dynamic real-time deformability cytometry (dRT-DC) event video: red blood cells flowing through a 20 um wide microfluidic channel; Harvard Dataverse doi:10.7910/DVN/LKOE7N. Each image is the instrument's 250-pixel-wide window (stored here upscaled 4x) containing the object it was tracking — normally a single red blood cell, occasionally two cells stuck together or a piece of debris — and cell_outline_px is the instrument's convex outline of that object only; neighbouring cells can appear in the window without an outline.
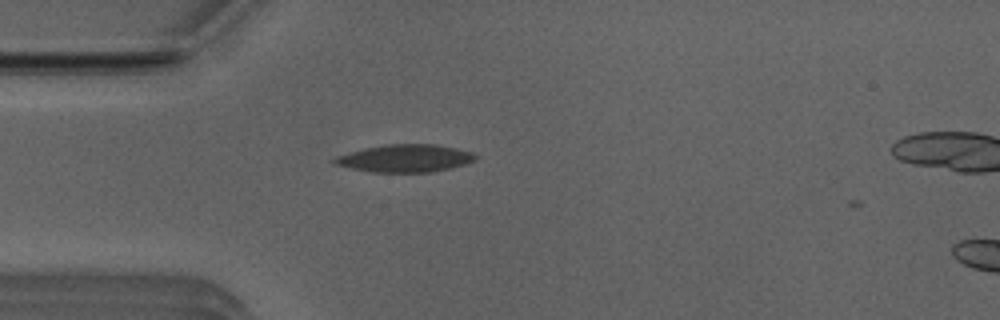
{"species": "Egyptian fruit bat (a non-hibernating species)", "species_latin": "Rousettus aegyptiacus", "temperature_condition": "room temperature", "stored_images_in_passage": 15, "camera_frame_rate_fps": 3000, "um_per_image_px": 0.085, "animal": {"sex": "male"}, "frame": {"image": 1, "passage_image": 2, "time_ms": 0.333, "image_size_px": [1000, 320], "cell_outline_px": [[476, 160], [452, 168], [432, 172], [372, 172], [352, 168], [336, 164], [328, 160], [336, 156], [364, 148], [388, 144], [436, 144], [456, 148], [472, 152], [476, 156]], "centroid_in_image_um": [34.43, 13.45], "position_along_channel_um": 50.6, "area_um2": 22.66}}
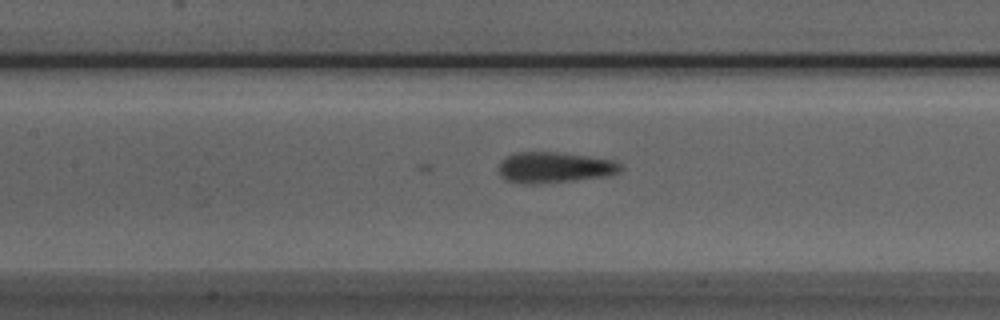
{"frame": {"image": 2, "passage_image": 11, "time_ms": 3.333, "image_size_px": [1000, 320], "cell_outline_px": [[624, 168], [616, 172], [600, 176], [572, 180], [532, 184], [520, 184], [504, 180], [500, 176], [500, 160], [504, 156], [516, 152], [556, 152], [616, 160]], "centroid_in_image_um": [47.04, 14.22], "position_along_channel_um": 160.4, "area_um2": 21.73}}
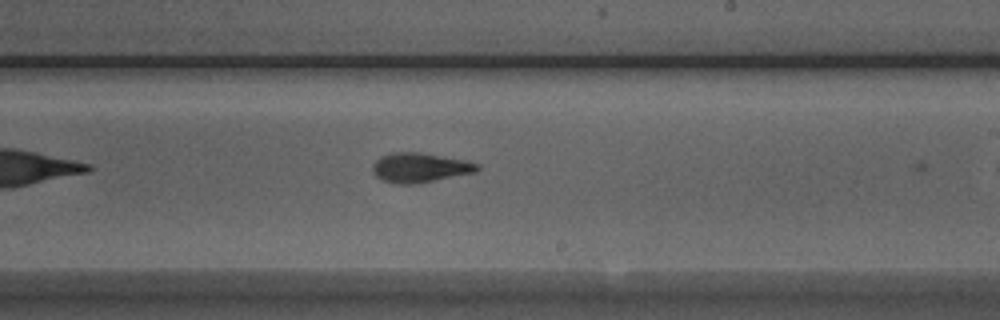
{"frame": {"image": 3, "passage_image": 14, "time_ms": 4.333, "image_size_px": [1000, 320], "cell_outline_px": [[480, 168], [476, 172], [412, 184], [396, 184], [384, 180], [376, 176], [372, 168], [372, 164], [380, 156], [392, 152], [420, 152], [464, 160], [480, 164]], "centroid_in_image_um": [35.67, 14.23], "position_along_channel_um": 253.3, "area_um2": 17.86}}